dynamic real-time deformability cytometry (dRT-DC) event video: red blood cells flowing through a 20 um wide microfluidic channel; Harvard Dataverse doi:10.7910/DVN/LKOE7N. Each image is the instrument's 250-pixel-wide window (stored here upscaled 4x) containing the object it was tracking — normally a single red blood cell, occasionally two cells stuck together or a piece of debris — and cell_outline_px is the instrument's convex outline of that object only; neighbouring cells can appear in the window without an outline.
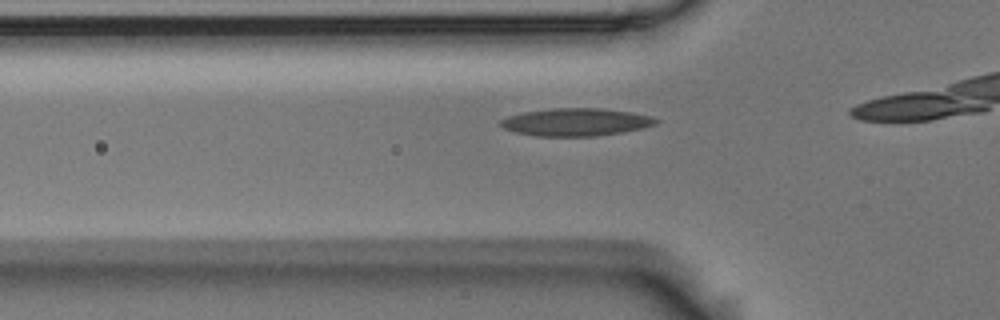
{"species": "Egyptian fruit bat (a non-hibernating species)", "species_latin": "Rousettus aegyptiacus", "temperature_condition": "room temperature", "stored_images_in_passage": 10, "camera_frame_rate_fps": 3000, "um_per_image_px": 0.085, "animal": {"sex": "male"}, "frame": {"image": 1, "passage_image": 5, "time_ms": 1.333, "image_size_px": [1000, 320], "cell_outline_px": [[660, 120], [656, 124], [644, 128], [620, 132], [592, 136], [536, 136], [516, 132], [504, 128], [500, 124], [500, 120], [508, 116], [524, 112], [552, 108], [600, 108], [632, 112], [652, 116]], "centroid_in_image_um": [48.98, 10.37], "position_along_channel_um": 76.8, "area_um2": 24.97}}
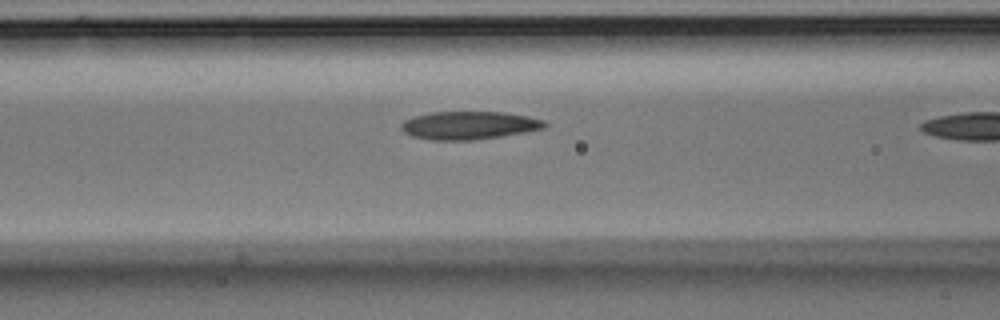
{"frame": {"image": 2, "passage_image": 9, "time_ms": 2.667, "image_size_px": [1000, 320], "cell_outline_px": [[548, 124], [544, 128], [524, 132], [500, 136], [472, 140], [432, 140], [412, 136], [404, 132], [400, 128], [400, 124], [404, 120], [412, 116], [432, 112], [500, 112], [528, 116], [544, 120]], "centroid_in_image_um": [39.83, 10.65], "position_along_channel_um": 126.8, "area_um2": 23.41}}